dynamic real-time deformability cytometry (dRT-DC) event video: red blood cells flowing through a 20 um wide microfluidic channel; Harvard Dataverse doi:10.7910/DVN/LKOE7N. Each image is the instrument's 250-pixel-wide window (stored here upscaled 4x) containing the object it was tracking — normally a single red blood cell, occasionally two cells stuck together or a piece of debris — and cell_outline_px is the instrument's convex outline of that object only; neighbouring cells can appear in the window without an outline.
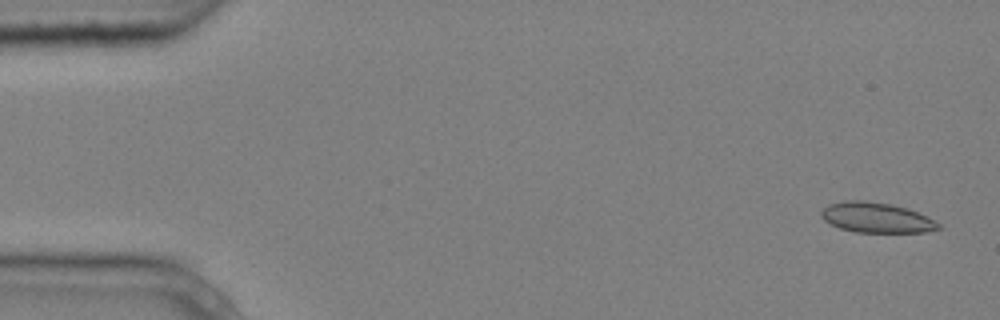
{"species": "common noctule bat (a hibernating species)", "species_latin": "Nyctalus noctula", "temperature_condition": "cold", "stored_images_in_passage": 6, "camera_frame_rate_fps": 3000, "um_per_image_px": 0.085, "animal": {"sex": "male", "body_mass_g": 20.4}, "frame": {"image": 1, "passage_image": 1, "time_ms": 0.0, "image_size_px": [1000, 320], "cell_outline_px": [[940, 228], [924, 232], [856, 232], [840, 228], [824, 220], [820, 216], [820, 212], [828, 204], [844, 200], [860, 200], [888, 204], [908, 208], [940, 224]], "centroid_in_image_um": [74.43, 18.49], "position_along_channel_um": 10.6, "area_um2": 20.29}}
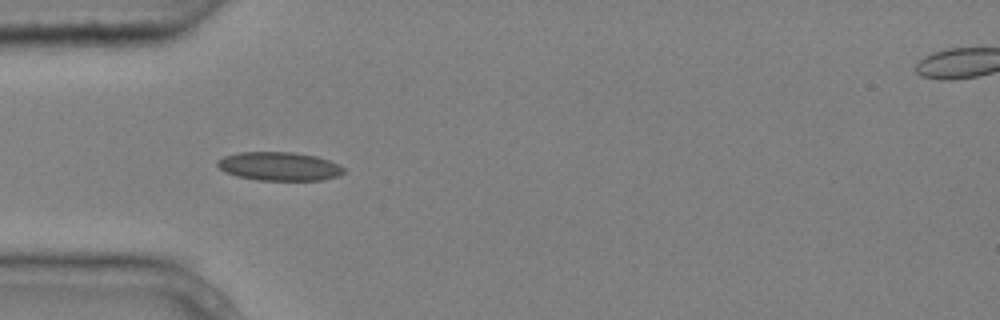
{"frame": {"image": 2, "passage_image": 5, "time_ms": 1.333, "image_size_px": [1000, 320], "cell_outline_px": [[344, 172], [336, 176], [320, 180], [256, 180], [236, 176], [224, 172], [216, 164], [216, 160], [224, 156], [236, 152], [292, 152], [316, 156], [340, 164], [344, 168]], "centroid_in_image_um": [23.69, 14.13], "position_along_channel_um": 61.3, "area_um2": 21.15}}
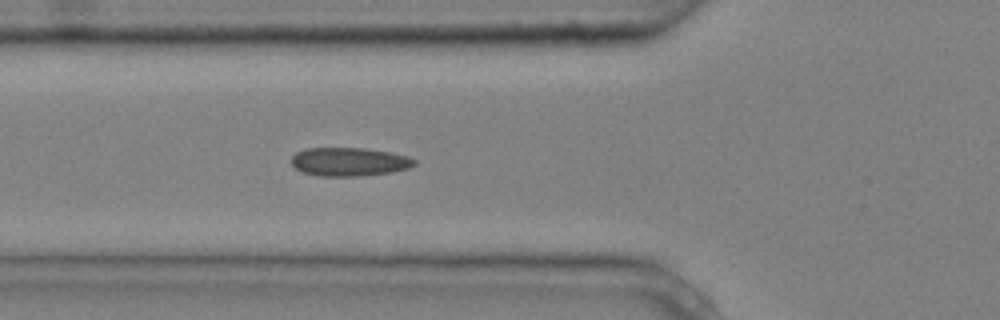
{"frame": {"image": 3, "passage_image": 6, "time_ms": 1.667, "image_size_px": [1000, 320], "cell_outline_px": [[416, 164], [408, 168], [392, 172], [360, 176], [320, 176], [300, 172], [292, 164], [292, 156], [296, 152], [304, 148], [364, 148], [392, 152], [408, 156], [416, 160]], "centroid_in_image_um": [29.68, 13.75], "position_along_channel_um": 96.1, "area_um2": 20.63}}